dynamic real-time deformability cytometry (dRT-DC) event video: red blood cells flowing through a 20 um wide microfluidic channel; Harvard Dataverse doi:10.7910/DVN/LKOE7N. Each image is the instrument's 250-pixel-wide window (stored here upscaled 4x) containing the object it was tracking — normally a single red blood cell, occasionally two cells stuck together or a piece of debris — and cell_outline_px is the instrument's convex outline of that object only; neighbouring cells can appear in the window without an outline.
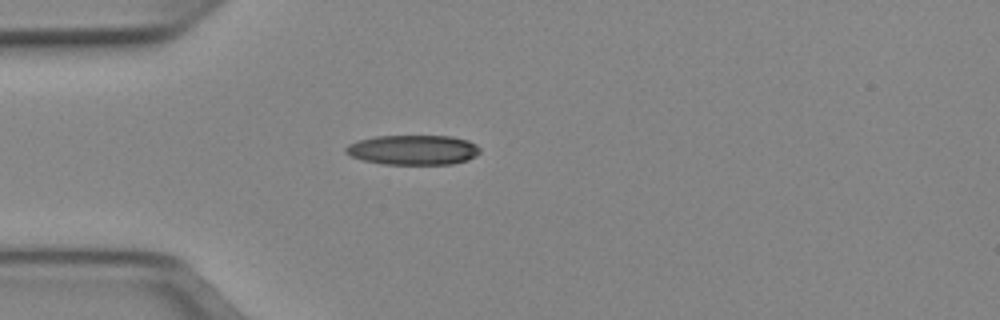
{"species": "Egyptian fruit bat (a non-hibernating species)", "species_latin": "Rousettus aegyptiacus", "temperature_condition": "cold", "stored_images_in_passage": 38, "camera_frame_rate_fps": 3000, "um_per_image_px": 0.085, "animal": {"sex": "female"}, "frame": {"image": 1, "passage_image": 1, "time_ms": 0.0, "image_size_px": [1000, 320], "cell_outline_px": [[480, 152], [476, 156], [468, 160], [452, 164], [384, 164], [364, 160], [352, 156], [344, 152], [344, 148], [348, 144], [360, 140], [376, 136], [452, 136], [468, 140], [476, 144], [480, 148]], "centroid_in_image_um": [35.15, 12.74], "position_along_channel_um": 49.9, "area_um2": 23.35}}
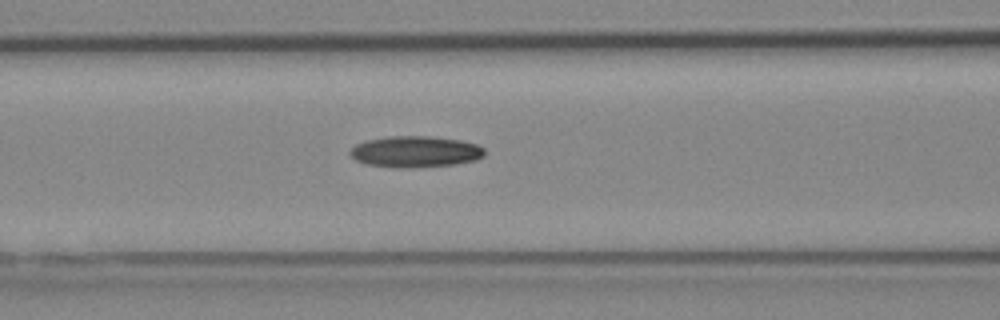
{"frame": {"image": 2, "passage_image": 8, "time_ms": 2.333, "image_size_px": [1000, 320], "cell_outline_px": [[484, 156], [476, 160], [456, 164], [412, 168], [392, 168], [364, 164], [356, 160], [348, 152], [356, 144], [368, 140], [388, 136], [428, 136], [460, 140], [476, 144], [484, 148]], "centroid_in_image_um": [35.29, 12.91], "position_along_channel_um": 131.3, "area_um2": 24.68}}
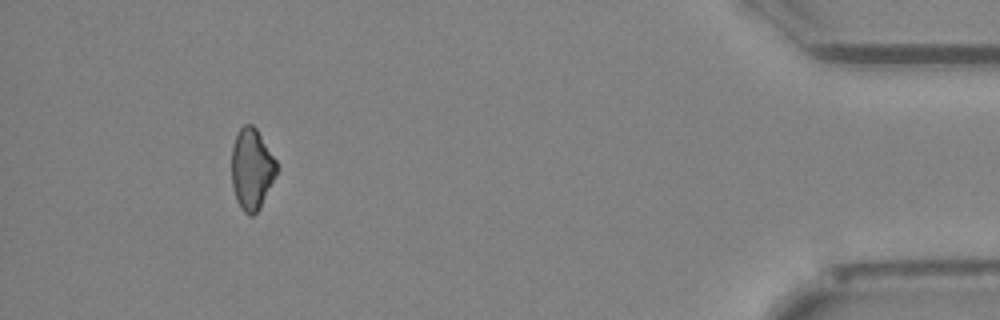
{"frame": {"image": 3, "passage_image": 34, "time_ms": 11.0, "image_size_px": [1000, 320], "cell_outline_px": [[276, 176], [260, 208], [252, 216], [248, 216], [240, 208], [236, 200], [232, 188], [232, 144], [236, 132], [244, 124], [252, 124], [256, 128], [276, 160]], "centroid_in_image_um": [21.38, 14.37], "position_along_channel_um": 413.8, "area_um2": 21.44}}